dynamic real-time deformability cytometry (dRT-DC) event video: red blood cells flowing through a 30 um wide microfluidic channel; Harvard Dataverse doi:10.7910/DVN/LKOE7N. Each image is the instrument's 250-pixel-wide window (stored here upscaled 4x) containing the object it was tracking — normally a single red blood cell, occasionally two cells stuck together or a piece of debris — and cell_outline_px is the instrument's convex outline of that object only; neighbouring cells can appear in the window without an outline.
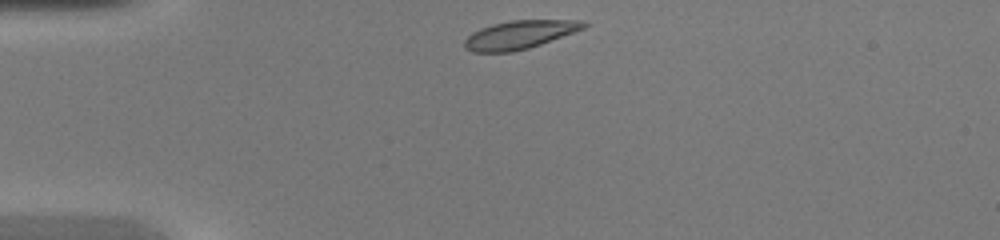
{"species": "common noctule bat (a hibernating species)", "species_latin": "Nyctalus noctula", "temperature_condition": "warm", "stored_images_in_passage": 37, "camera_frame_rate_fps": 3000, "um_per_image_px": 0.085, "animal": {"sex": "female", "body_mass_g": 20.0, "forearm_length_mm": 54.0}, "frame": {"image": 1, "passage_image": 1, "time_ms": 0.0, "image_size_px": [1000, 240], "cell_outline_px": [[588, 24], [584, 28], [540, 44], [528, 48], [512, 52], [472, 52], [464, 48], [464, 40], [472, 32], [480, 28], [492, 24], [512, 20], [584, 20]], "centroid_in_image_um": [44.12, 2.95], "position_along_channel_um": 40.9, "area_um2": 19.59}}
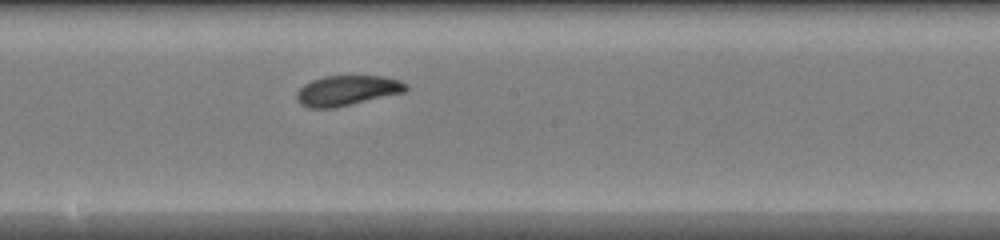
{"frame": {"image": 2, "passage_image": 16, "time_ms": 5.0, "image_size_px": [1000, 240], "cell_outline_px": [[408, 92], [332, 108], [308, 108], [300, 104], [296, 100], [296, 92], [304, 84], [312, 80], [324, 76], [384, 76], [400, 80], [408, 84]], "centroid_in_image_um": [29.53, 7.69], "position_along_channel_um": 218.7, "area_um2": 19.42}}
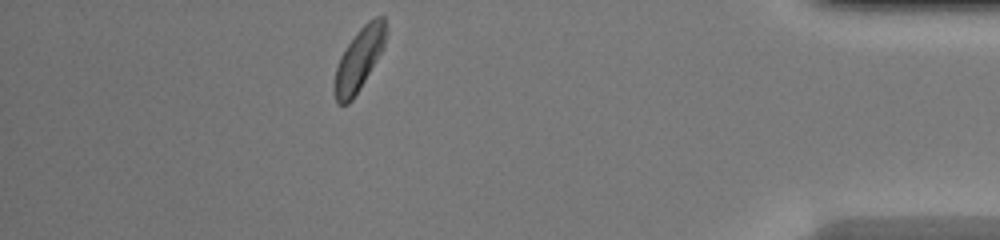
{"frame": {"image": 3, "passage_image": 32, "time_ms": 10.333, "image_size_px": [1000, 240], "cell_outline_px": [[388, 32], [384, 44], [380, 52], [360, 88], [352, 100], [348, 104], [336, 104], [332, 92], [332, 88], [336, 68], [340, 56], [356, 32], [368, 20], [376, 16], [384, 16]], "centroid_in_image_um": [30.48, 5.05], "position_along_channel_um": 404.7, "area_um2": 18.79}, "authors_computed_cell_mechanics": {"area_um2": 19.074, "velocity_mm_per_s": 4.2898, "shape_relaxation_time_tau1_ms": 2.853, "shape_relaxation_time_tau2_ms": 1.6739, "deformation_change_tau1": 0.1432, "deformation_change_tau2": 0.0431}}